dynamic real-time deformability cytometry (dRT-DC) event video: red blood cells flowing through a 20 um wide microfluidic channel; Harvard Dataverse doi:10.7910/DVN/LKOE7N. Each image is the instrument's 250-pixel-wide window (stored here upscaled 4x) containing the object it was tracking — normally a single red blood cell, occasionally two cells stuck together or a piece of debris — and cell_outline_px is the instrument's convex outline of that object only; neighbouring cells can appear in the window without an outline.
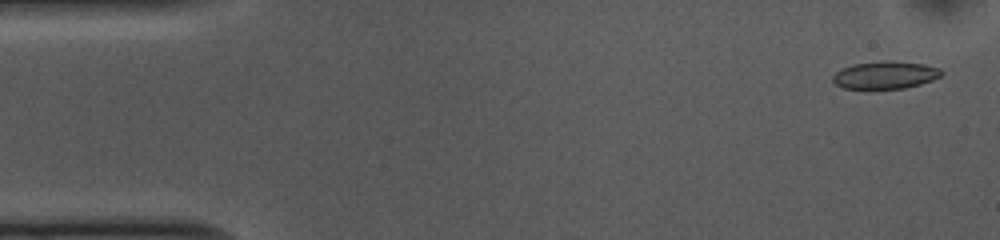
{"species": "common noctule bat (a hibernating species)", "species_latin": "Nyctalus noctula", "temperature_condition": "cold", "stored_images_in_passage": 52, "camera_frame_rate_fps": 3000, "um_per_image_px": 0.085, "animal": {"sex": "female", "body_mass_g": 10.0, "forearm_length_mm": 53.1}, "frame": {"image": 1, "passage_image": 2, "time_ms": 0.333, "image_size_px": [1000, 240], "cell_outline_px": [[944, 72], [940, 76], [932, 80], [920, 84], [904, 88], [844, 88], [836, 84], [832, 80], [832, 76], [840, 68], [852, 64], [888, 60], [924, 64], [940, 68]], "centroid_in_image_um": [75.24, 6.36], "position_along_channel_um": 9.8, "area_um2": 17.4}}
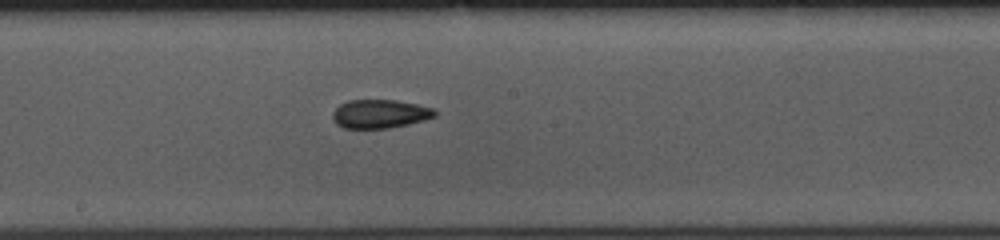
{"frame": {"image": 2, "passage_image": 27, "time_ms": 8.667, "image_size_px": [1000, 240], "cell_outline_px": [[436, 116], [424, 120], [408, 124], [388, 128], [344, 128], [336, 124], [332, 120], [332, 112], [340, 104], [348, 100], [396, 100], [436, 108]], "centroid_in_image_um": [32.29, 9.67], "position_along_channel_um": 215.9, "area_um2": 17.17}}
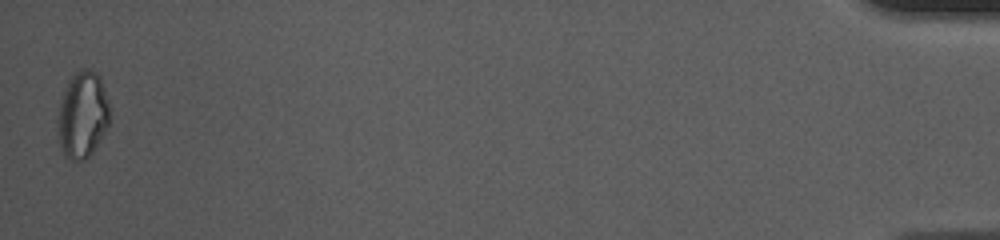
{"frame": {"image": 3, "passage_image": 52, "time_ms": 17.0, "image_size_px": [1000, 240], "cell_outline_px": [[108, 124], [92, 152], [84, 160], [72, 160], [64, 156], [60, 144], [56, 120], [60, 104], [68, 80], [80, 68], [88, 68], [96, 72], [100, 76], [108, 104]], "centroid_in_image_um": [6.98, 9.74], "position_along_channel_um": 428.2, "area_um2": 25.84}, "authors_computed_cell_mechanics": {"area_um2": 17.7735, "velocity_mm_per_s": 3.7281, "shape_relaxation_time_tau1_ms": 3.9347, "shape_relaxation_time_tau2_ms": 5.4094, "deformation_change_tau1": 0.0982, "deformation_change_tau2": 0.1056}}